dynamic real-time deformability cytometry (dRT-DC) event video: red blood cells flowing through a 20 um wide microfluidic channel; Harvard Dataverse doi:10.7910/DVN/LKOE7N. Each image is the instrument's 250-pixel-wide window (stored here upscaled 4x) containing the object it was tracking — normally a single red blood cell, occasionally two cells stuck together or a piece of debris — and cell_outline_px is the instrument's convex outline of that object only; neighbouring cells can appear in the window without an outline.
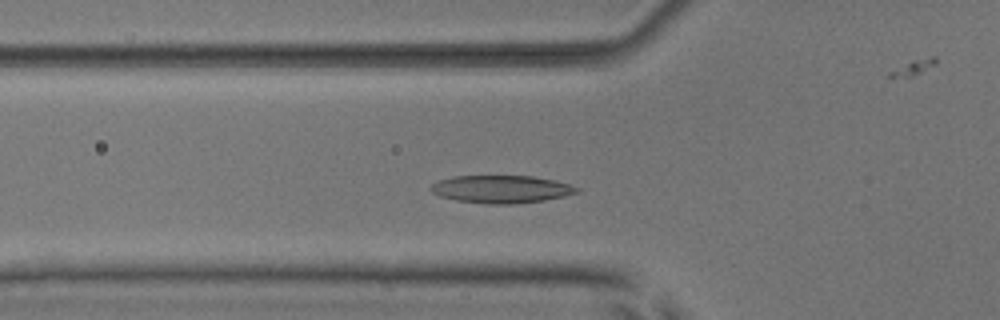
{"species": "common noctule bat (a hibernating species)", "species_latin": "Nyctalus noctula", "temperature_condition": "room temperature", "stored_images_in_passage": 47, "camera_frame_rate_fps": 3000, "um_per_image_px": 0.085, "animal": {"sex": "male", "body_mass_g": 17.9, "forearm_length_mm": 54.2}, "frame": {"image": 1, "passage_image": 12, "time_ms": 3.667, "image_size_px": [1000, 320], "cell_outline_px": [[580, 188], [576, 192], [564, 196], [544, 200], [512, 204], [488, 204], [456, 200], [440, 196], [432, 192], [428, 188], [432, 184], [440, 180], [452, 176], [532, 176], [552, 180], [568, 184]], "centroid_in_image_um": [42.56, 16.08], "position_along_channel_um": 83.2, "area_um2": 23.35}}
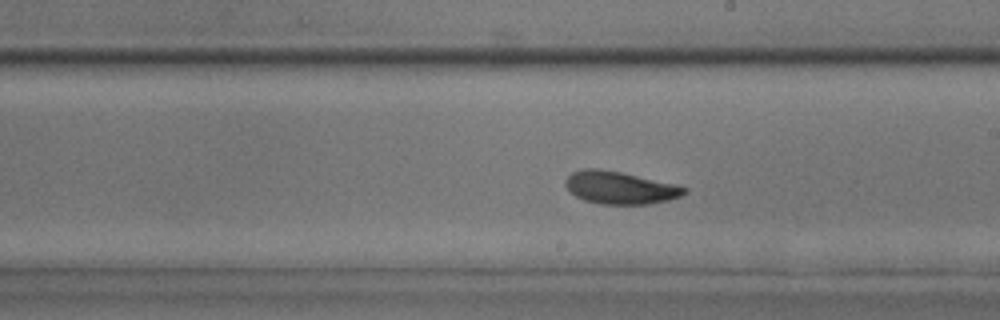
{"frame": {"image": 2, "passage_image": 24, "time_ms": 7.667, "image_size_px": [1000, 320], "cell_outline_px": [[688, 192], [680, 196], [668, 200], [648, 204], [600, 204], [584, 200], [576, 196], [564, 184], [564, 180], [572, 172], [584, 168], [596, 168], [620, 172], [676, 184], [688, 188]], "centroid_in_image_um": [52.7, 15.95], "position_along_channel_um": 236.3, "area_um2": 22.48}}
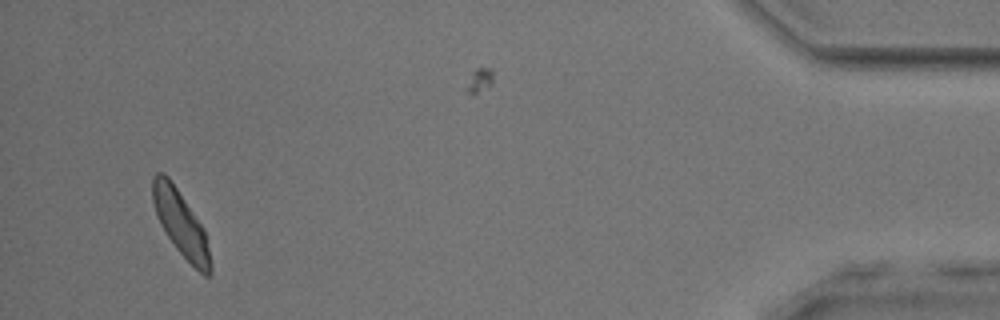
{"frame": {"image": 3, "passage_image": 44, "time_ms": 14.333, "image_size_px": [1000, 320], "cell_outline_px": [[212, 272], [208, 276], [204, 276], [176, 248], [160, 224], [156, 216], [152, 200], [152, 176], [156, 172], [164, 172], [168, 176], [204, 228], [212, 264]], "centroid_in_image_um": [15.35, 18.98], "position_along_channel_um": 419.8, "area_um2": 21.79}, "authors_computed_cell_mechanics": {"area_um2": 22.253, "velocity_mm_per_s": 3.8446, "shape_relaxation_time_tau1_ms": 2.4471, "shape_relaxation_time_tau2_ms": 2.5194, "deformation_change_tau1": 0.1117, "deformation_change_tau2": 0.0754}}